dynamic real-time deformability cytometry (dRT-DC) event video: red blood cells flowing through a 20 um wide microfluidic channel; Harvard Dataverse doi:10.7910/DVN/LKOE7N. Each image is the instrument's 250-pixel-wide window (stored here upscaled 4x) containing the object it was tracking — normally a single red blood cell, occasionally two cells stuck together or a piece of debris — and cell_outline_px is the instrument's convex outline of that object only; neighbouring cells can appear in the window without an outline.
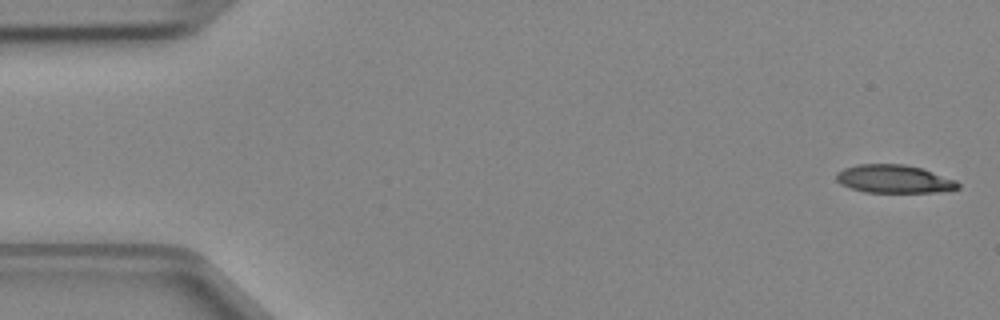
{"species": "Egyptian fruit bat (a non-hibernating species)", "species_latin": "Rousettus aegyptiacus", "temperature_condition": "cold", "stored_images_in_passage": 47, "camera_frame_rate_fps": 3000, "um_per_image_px": 0.085, "animal": {"sex": "female"}, "frame": {"image": 1, "passage_image": 1, "time_ms": 0.0, "image_size_px": [1000, 320], "cell_outline_px": [[960, 188], [936, 192], [864, 192], [840, 184], [836, 180], [836, 172], [844, 168], [856, 164], [904, 164], [924, 168], [956, 180], [960, 184]], "centroid_in_image_um": [76.0, 15.2], "position_along_channel_um": 9.0, "area_um2": 20.11}}
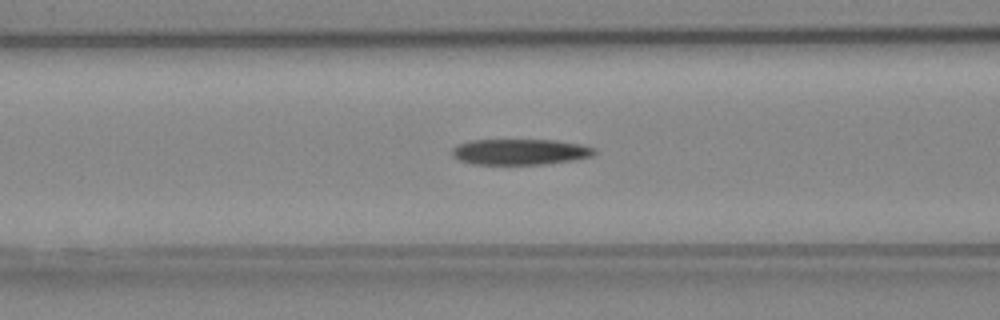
{"frame": {"image": 2, "passage_image": 18, "time_ms": 5.667, "image_size_px": [1000, 320], "cell_outline_px": [[596, 152], [592, 156], [572, 160], [544, 164], [472, 164], [460, 160], [452, 156], [452, 148], [456, 144], [472, 140], [556, 140], [580, 144], [596, 148]], "centroid_in_image_um": [44.19, 12.9], "position_along_channel_um": 122.4, "area_um2": 21.44}}
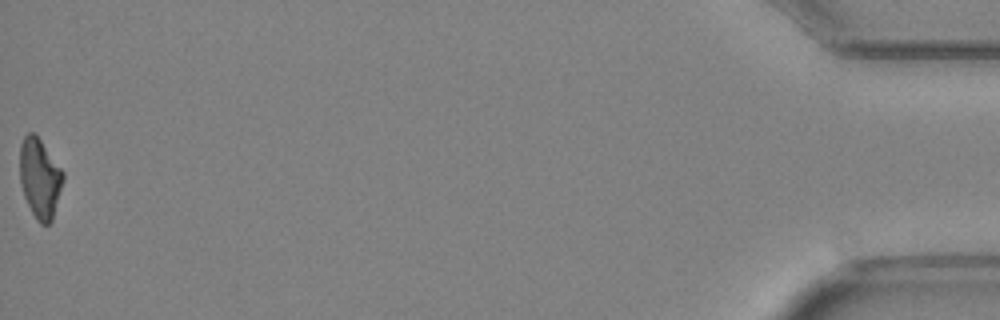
{"frame": {"image": 3, "passage_image": 47, "time_ms": 15.333, "image_size_px": [1000, 320], "cell_outline_px": [[64, 180], [52, 220], [48, 224], [40, 224], [36, 220], [24, 196], [20, 184], [20, 144], [24, 136], [28, 132], [32, 132], [40, 140], [64, 172]], "centroid_in_image_um": [3.38, 15.16], "position_along_channel_um": 431.8, "area_um2": 20.0}}